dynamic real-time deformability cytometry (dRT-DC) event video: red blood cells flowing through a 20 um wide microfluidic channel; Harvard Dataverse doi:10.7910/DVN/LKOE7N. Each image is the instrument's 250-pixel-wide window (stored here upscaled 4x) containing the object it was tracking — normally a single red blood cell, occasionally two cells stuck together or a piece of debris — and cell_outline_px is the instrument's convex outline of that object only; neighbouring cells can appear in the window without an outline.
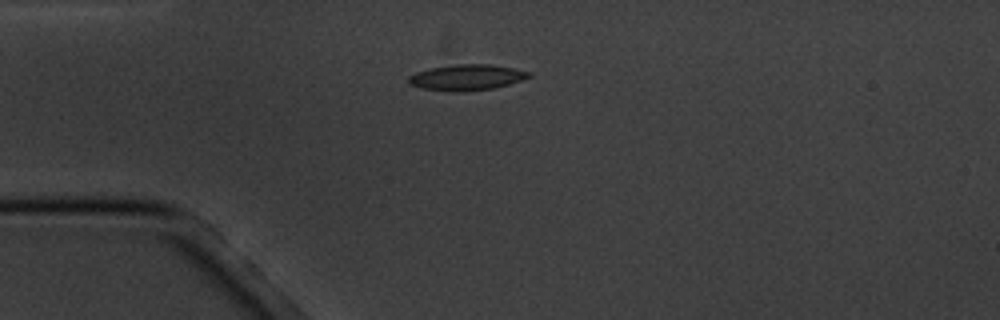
{"species": "common noctule bat (a hibernating species)", "species_latin": "Nyctalus noctula", "temperature_condition": "cold", "stored_images_in_passage": 2, "camera_frame_rate_fps": 3000, "um_per_image_px": 0.085, "animal": {"sex": "male", "body_mass_g": 20.1, "forearm_length_mm": 53.5}, "frame": {"image": 1, "passage_image": 1, "time_ms": 0.0, "image_size_px": [1000, 320], "cell_outline_px": [[532, 76], [508, 84], [492, 88], [464, 92], [452, 92], [420, 88], [408, 84], [408, 76], [416, 72], [428, 68], [456, 64], [492, 64], [532, 72]], "centroid_in_image_um": [39.63, 6.58], "position_along_channel_um": 45.4, "area_um2": 18.26}}